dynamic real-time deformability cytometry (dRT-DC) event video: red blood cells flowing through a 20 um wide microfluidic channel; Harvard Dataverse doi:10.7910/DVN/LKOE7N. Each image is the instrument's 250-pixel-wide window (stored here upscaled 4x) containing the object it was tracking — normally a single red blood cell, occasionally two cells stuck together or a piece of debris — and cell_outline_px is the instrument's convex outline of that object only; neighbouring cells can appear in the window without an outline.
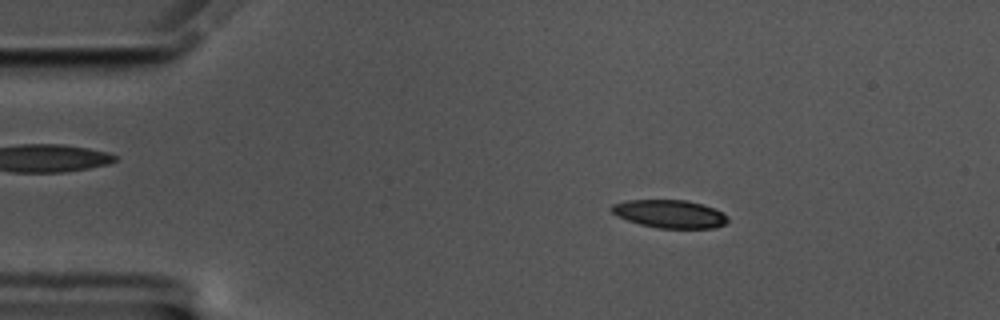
{"species": "common noctule bat (a hibernating species)", "species_latin": "Nyctalus noctula", "temperature_condition": "cold", "stored_images_in_passage": 58, "camera_frame_rate_fps": 3000, "um_per_image_px": 0.085, "animal": {"sex": "male", "body_mass_g": 17.5, "forearm_length_mm": 52.3}, "frame": {"image": 1, "passage_image": 10, "time_ms": 3.0, "image_size_px": [1000, 320], "cell_outline_px": [[728, 220], [724, 224], [716, 228], [656, 228], [640, 224], [616, 216], [608, 208], [612, 204], [628, 200], [688, 200], [716, 208], [724, 212], [728, 216]], "centroid_in_image_um": [56.94, 18.18], "position_along_channel_um": 28.1, "area_um2": 19.25}}
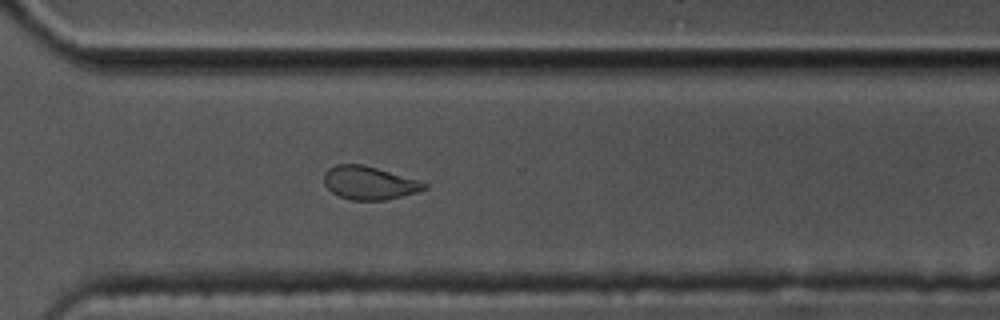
{"frame": {"image": 2, "passage_image": 42, "time_ms": 13.667, "image_size_px": [1000, 320], "cell_outline_px": [[428, 188], [416, 192], [384, 200], [352, 200], [340, 196], [332, 192], [324, 184], [324, 172], [328, 168], [336, 164], [364, 164], [420, 180], [428, 184]], "centroid_in_image_um": [31.38, 15.53], "position_along_channel_um": 339.2, "area_um2": 19.48}}
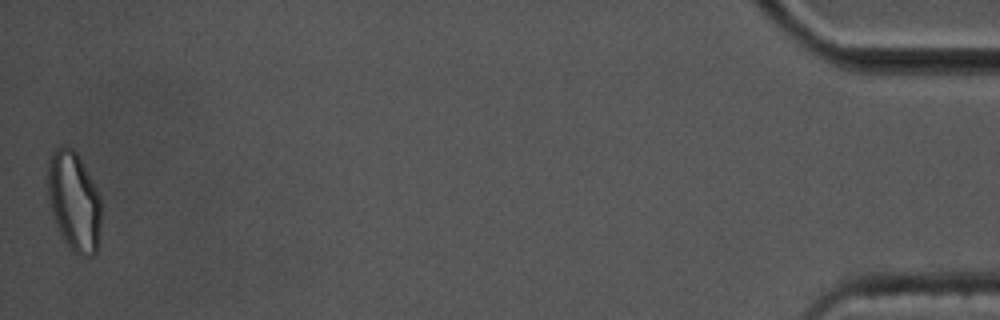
{"frame": {"image": 3, "passage_image": 58, "time_ms": 19.0, "image_size_px": [1000, 320], "cell_outline_px": [[100, 224], [96, 252], [92, 256], [80, 256], [72, 252], [64, 240], [52, 216], [48, 200], [48, 160], [52, 148], [64, 144], [72, 148], [76, 152], [96, 188], [100, 196]], "centroid_in_image_um": [6.26, 17.09], "position_along_channel_um": 428.9, "area_um2": 31.1}, "authors_computed_cell_mechanics": {"area_um2": 20.1144, "velocity_mm_per_s": 3.4463, "shape_relaxation_time_tau1_ms": 9.4422, "shape_relaxation_time_tau2_ms": 3.5906, "deformation_change_tau1": 0.188, "deformation_change_tau2": 0.1013}}